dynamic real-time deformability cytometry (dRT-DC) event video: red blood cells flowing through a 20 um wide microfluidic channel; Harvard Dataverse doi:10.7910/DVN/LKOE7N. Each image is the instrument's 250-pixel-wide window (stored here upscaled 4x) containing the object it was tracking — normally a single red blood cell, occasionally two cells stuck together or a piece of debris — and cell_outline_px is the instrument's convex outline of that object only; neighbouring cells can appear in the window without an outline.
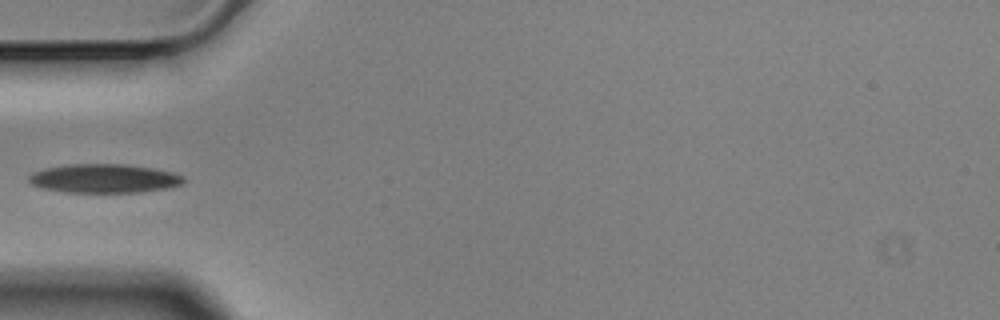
{"species": "Egyptian fruit bat (a non-hibernating species)", "species_latin": "Rousettus aegyptiacus", "temperature_condition": "cold", "stored_images_in_passage": 5, "camera_frame_rate_fps": 3000, "um_per_image_px": 0.085, "animal": {"sex": "male"}, "frame": {"image": 1, "passage_image": 5, "time_ms": 1.333, "image_size_px": [1000, 320], "cell_outline_px": [[184, 180], [180, 184], [172, 188], [140, 192], [64, 192], [44, 188], [32, 184], [28, 180], [28, 176], [32, 172], [44, 168], [72, 164], [124, 164], [152, 168], [172, 172], [184, 176]], "centroid_in_image_um": [8.86, 15.17], "position_along_channel_um": 76.1, "area_um2": 26.01}}